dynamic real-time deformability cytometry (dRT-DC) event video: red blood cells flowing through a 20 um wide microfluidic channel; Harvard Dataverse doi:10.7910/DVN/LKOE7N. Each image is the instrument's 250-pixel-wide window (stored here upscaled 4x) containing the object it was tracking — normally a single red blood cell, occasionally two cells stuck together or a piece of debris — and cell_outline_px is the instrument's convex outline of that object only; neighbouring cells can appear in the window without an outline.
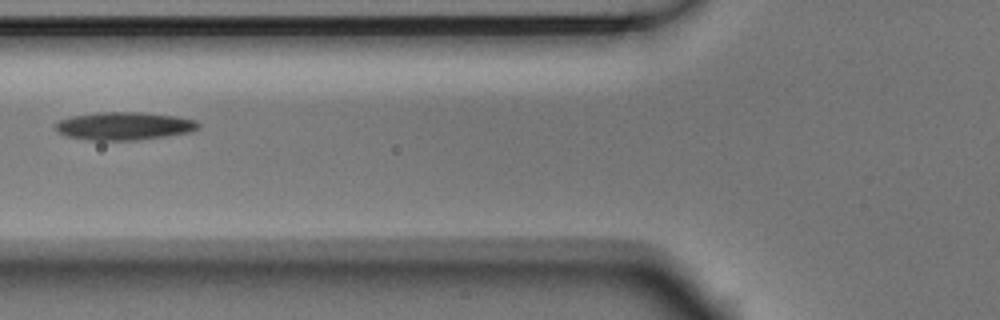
{"species": "Egyptian fruit bat (a non-hibernating species)", "species_latin": "Rousettus aegyptiacus", "temperature_condition": "room temperature", "stored_images_in_passage": 6, "camera_frame_rate_fps": 3000, "um_per_image_px": 0.085, "animal": {"sex": "male"}, "frame": {"image": 1, "passage_image": 6, "time_ms": 1.667, "image_size_px": [1000, 320], "cell_outline_px": [[200, 124], [192, 132], [136, 140], [88, 140], [68, 136], [56, 132], [52, 124], [60, 120], [72, 116], [96, 112], [144, 112], [176, 116], [196, 120]], "centroid_in_image_um": [10.51, 10.7], "position_along_channel_um": 115.3, "area_um2": 23.41}}